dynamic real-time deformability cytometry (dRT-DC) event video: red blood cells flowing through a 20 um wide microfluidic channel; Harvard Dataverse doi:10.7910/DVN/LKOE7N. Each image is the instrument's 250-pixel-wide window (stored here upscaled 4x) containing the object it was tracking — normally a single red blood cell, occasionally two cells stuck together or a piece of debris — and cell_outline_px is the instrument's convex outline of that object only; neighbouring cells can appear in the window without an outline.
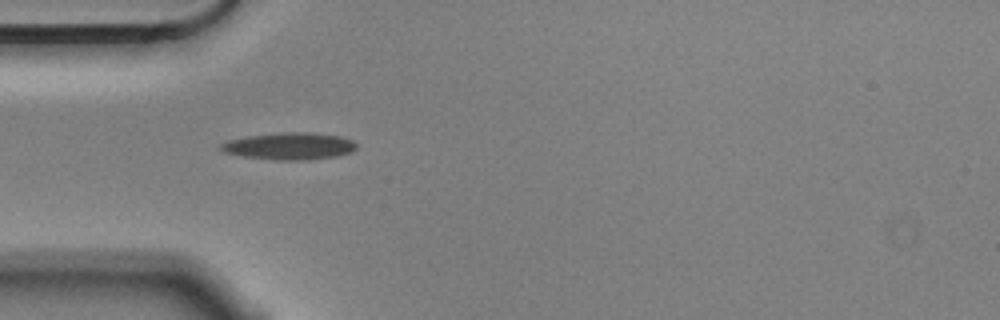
{"species": "Egyptian fruit bat (a non-hibernating species)", "species_latin": "Rousettus aegyptiacus", "temperature_condition": "cold", "stored_images_in_passage": 9, "camera_frame_rate_fps": 3000, "um_per_image_px": 0.085, "animal": {"sex": "male"}, "frame": {"image": 1, "passage_image": 3, "time_ms": 0.667, "image_size_px": [1000, 320], "cell_outline_px": [[356, 148], [352, 152], [340, 156], [292, 160], [280, 160], [244, 156], [224, 152], [220, 148], [220, 144], [228, 140], [248, 136], [280, 132], [312, 132], [340, 136], [352, 140], [356, 144]], "centroid_in_image_um": [24.63, 12.4], "position_along_channel_um": 60.4, "area_um2": 21.21}}
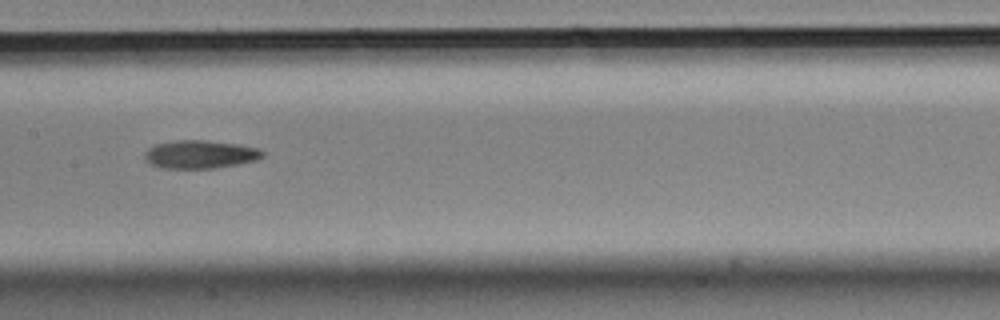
{"frame": {"image": 2, "passage_image": 6, "time_ms": 1.667, "image_size_px": [1000, 320], "cell_outline_px": [[264, 156], [256, 160], [236, 164], [212, 168], [160, 168], [144, 160], [144, 152], [148, 148], [156, 144], [176, 140], [204, 140], [240, 144], [260, 148], [264, 152]], "centroid_in_image_um": [17.01, 13.11], "position_along_channel_um": 190.4, "area_um2": 19.42}}
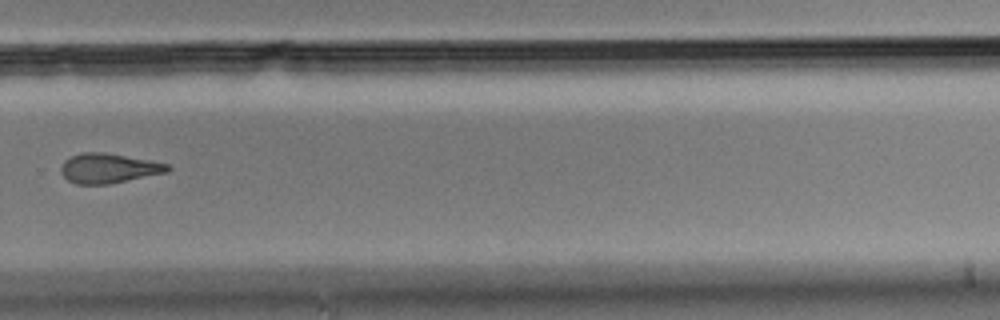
{"frame": {"image": 3, "passage_image": 9, "time_ms": 2.667, "image_size_px": [1000, 320], "cell_outline_px": [[172, 168], [168, 172], [108, 184], [76, 184], [68, 180], [60, 172], [60, 168], [64, 160], [72, 156], [84, 152], [104, 152], [148, 160], [168, 164]], "centroid_in_image_um": [9.22, 14.3], "position_along_channel_um": 320.6, "area_um2": 18.32}}